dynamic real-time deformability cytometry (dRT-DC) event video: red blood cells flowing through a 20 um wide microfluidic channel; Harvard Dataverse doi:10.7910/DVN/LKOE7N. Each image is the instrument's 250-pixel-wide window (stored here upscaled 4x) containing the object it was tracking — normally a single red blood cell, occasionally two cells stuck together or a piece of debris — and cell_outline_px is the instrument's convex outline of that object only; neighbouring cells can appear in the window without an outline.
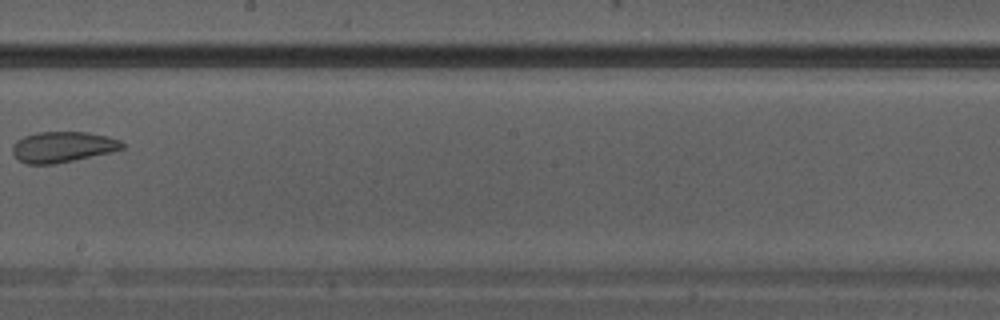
{"species": "Egyptian fruit bat (a non-hibernating species)", "species_latin": "Rousettus aegyptiacus", "temperature_condition": "warm", "stored_images_in_passage": 22, "camera_frame_rate_fps": 3000, "um_per_image_px": 0.085, "animal": {"sex": "male"}, "frame": {"image": 1, "passage_image": 9, "time_ms": 2.667, "image_size_px": [1000, 320], "cell_outline_px": [[124, 148], [108, 152], [72, 160], [52, 164], [28, 164], [20, 160], [12, 152], [12, 144], [16, 140], [24, 136], [36, 132], [88, 132], [108, 136], [120, 140], [124, 144]], "centroid_in_image_um": [5.3, 12.47], "position_along_channel_um": 242.9, "area_um2": 19.42}}